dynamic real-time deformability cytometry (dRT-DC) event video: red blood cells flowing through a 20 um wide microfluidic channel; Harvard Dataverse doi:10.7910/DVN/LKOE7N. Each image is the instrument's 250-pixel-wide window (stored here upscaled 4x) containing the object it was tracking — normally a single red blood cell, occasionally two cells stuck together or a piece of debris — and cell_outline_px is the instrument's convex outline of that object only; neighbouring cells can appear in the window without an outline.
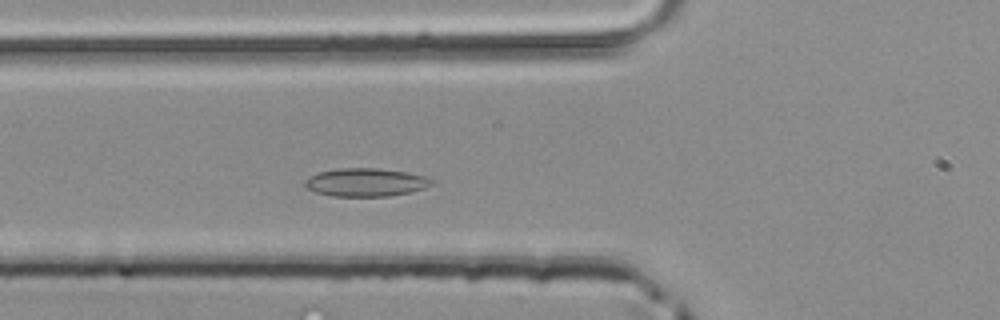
{"species": "common noctule bat (a hibernating species)", "species_latin": "Nyctalus noctula", "temperature_condition": "room temperature", "stored_images_in_passage": 27, "camera_frame_rate_fps": 3000, "um_per_image_px": 0.085, "animal": {"sex": "male", "body_mass_g": 20.4}, "frame": {"image": 1, "passage_image": 5, "time_ms": 1.333, "image_size_px": [1000, 320], "cell_outline_px": [[432, 184], [424, 188], [412, 192], [388, 196], [332, 196], [316, 192], [308, 188], [304, 184], [304, 180], [308, 176], [320, 172], [336, 168], [376, 168], [408, 172], [424, 176], [432, 180]], "centroid_in_image_um": [31.07, 15.49], "position_along_channel_um": 94.7, "area_um2": 20.81}}
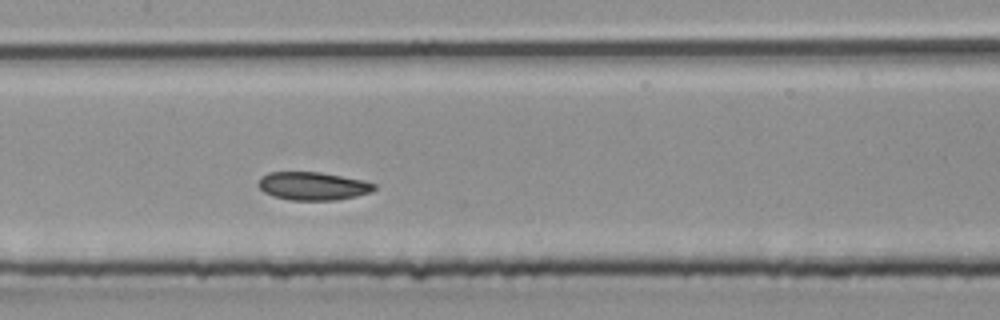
{"frame": {"image": 2, "passage_image": 11, "time_ms": 3.333, "image_size_px": [1000, 320], "cell_outline_px": [[376, 188], [372, 192], [356, 196], [336, 200], [288, 200], [272, 196], [264, 192], [256, 184], [260, 176], [268, 172], [320, 172], [364, 180], [376, 184]], "centroid_in_image_um": [26.57, 15.81], "position_along_channel_um": 180.8, "area_um2": 19.25}}
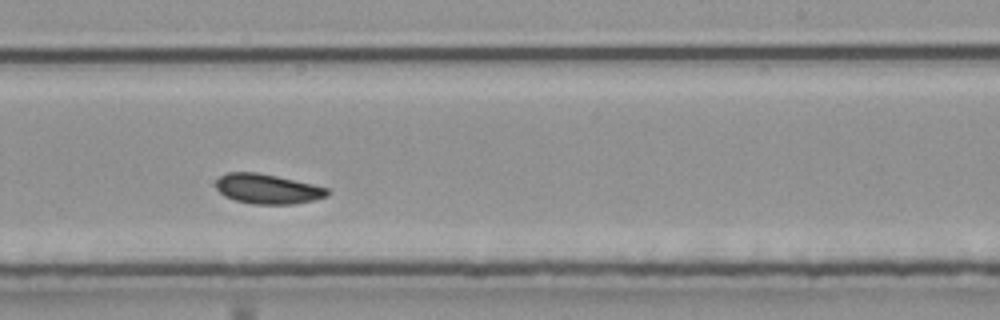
{"frame": {"image": 3, "passage_image": 17, "time_ms": 5.333, "image_size_px": [1000, 320], "cell_outline_px": [[328, 196], [312, 200], [292, 204], [252, 204], [236, 200], [224, 196], [216, 188], [216, 180], [220, 176], [228, 172], [256, 172], [276, 176], [312, 184], [328, 188]], "centroid_in_image_um": [22.71, 16.05], "position_along_channel_um": 266.3, "area_um2": 19.19}}